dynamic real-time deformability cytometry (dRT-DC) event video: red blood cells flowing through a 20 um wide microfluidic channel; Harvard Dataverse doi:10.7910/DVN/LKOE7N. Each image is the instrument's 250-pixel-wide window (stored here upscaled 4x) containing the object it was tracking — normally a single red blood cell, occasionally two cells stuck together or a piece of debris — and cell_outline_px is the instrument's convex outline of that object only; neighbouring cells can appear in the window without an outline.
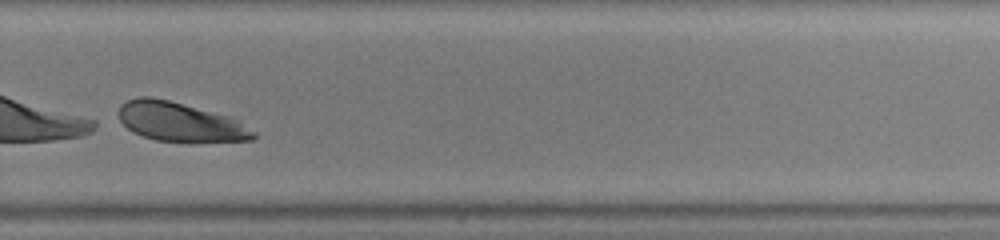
{"species": "human", "species_latin": "Homo sapiens", "temperature_condition": "warm", "stored_images_in_passage": 38, "segment_of_instrument_passage": [2, 2], "camera_frame_rate_fps": 3000, "um_per_image_px": 0.085, "donor": {"sex": "male"}, "frame": {"image": 1, "passage_image": 25, "time_ms": 8.0, "image_size_px": [1000, 240], "cell_outline_px": [[256, 136], [252, 140], [188, 144], [156, 140], [132, 132], [120, 120], [120, 104], [128, 100], [140, 96], [152, 96], [232, 116], [240, 120], [256, 132]], "centroid_in_image_um": [15.39, 10.4], "position_along_channel_um": 314.4, "area_um2": 31.62}}